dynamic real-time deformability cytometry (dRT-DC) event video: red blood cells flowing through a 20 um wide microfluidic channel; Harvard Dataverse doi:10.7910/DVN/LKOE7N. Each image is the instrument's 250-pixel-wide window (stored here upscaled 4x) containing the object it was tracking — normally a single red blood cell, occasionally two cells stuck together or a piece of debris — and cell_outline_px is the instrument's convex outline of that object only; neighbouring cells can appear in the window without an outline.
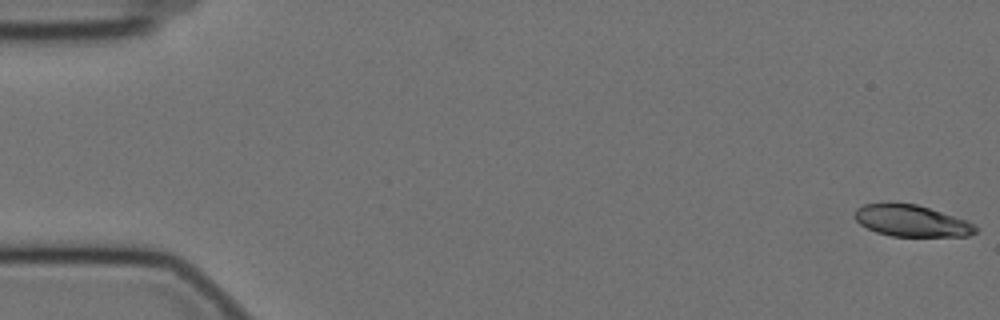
{"species": "Egyptian fruit bat (a non-hibernating species)", "species_latin": "Rousettus aegyptiacus", "temperature_condition": "cold", "stored_images_in_passage": 56, "camera_frame_rate_fps": 3000, "um_per_image_px": 0.085, "animal": {"sex": "female"}, "frame": {"image": 1, "passage_image": 1, "time_ms": 0.0, "image_size_px": [1000, 320], "cell_outline_px": [[980, 228], [976, 232], [968, 236], [892, 236], [876, 232], [860, 224], [852, 216], [856, 208], [864, 204], [884, 200], [916, 204], [968, 220], [976, 224]], "centroid_in_image_um": [77.45, 18.73], "position_along_channel_um": 7.5, "area_um2": 22.95}}
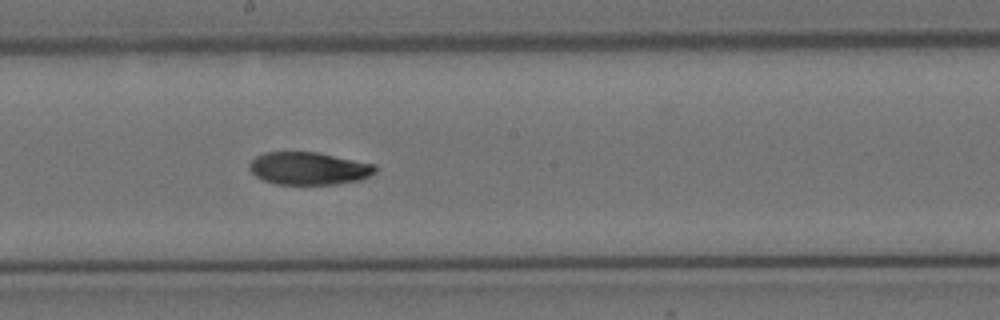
{"frame": {"image": 2, "passage_image": 32, "time_ms": 10.333, "image_size_px": [1000, 320], "cell_outline_px": [[376, 172], [372, 176], [360, 180], [336, 184], [276, 184], [264, 180], [256, 176], [248, 168], [248, 164], [256, 156], [264, 152], [316, 152], [376, 164]], "centroid_in_image_um": [26.26, 14.31], "position_along_channel_um": 221.9, "area_um2": 24.04}}
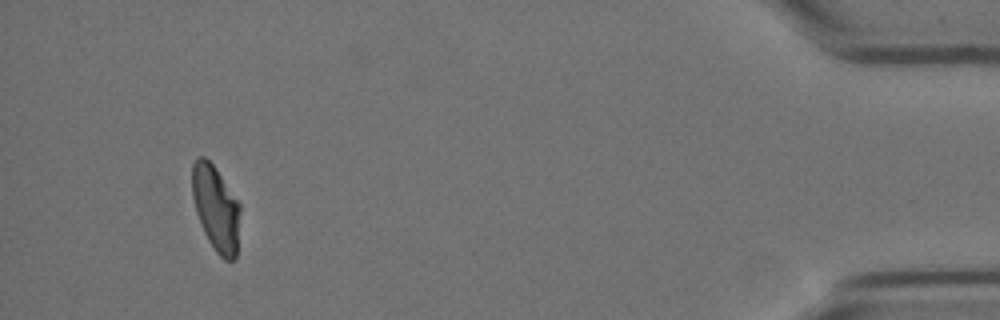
{"frame": {"image": 3, "passage_image": 55, "time_ms": 18.0, "image_size_px": [1000, 320], "cell_outline_px": [[240, 212], [236, 256], [232, 260], [224, 260], [216, 252], [208, 240], [204, 232], [196, 212], [192, 196], [192, 164], [200, 156], [204, 156], [216, 168], [240, 204]], "centroid_in_image_um": [18.35, 17.7], "position_along_channel_um": 416.9, "area_um2": 23.76}}